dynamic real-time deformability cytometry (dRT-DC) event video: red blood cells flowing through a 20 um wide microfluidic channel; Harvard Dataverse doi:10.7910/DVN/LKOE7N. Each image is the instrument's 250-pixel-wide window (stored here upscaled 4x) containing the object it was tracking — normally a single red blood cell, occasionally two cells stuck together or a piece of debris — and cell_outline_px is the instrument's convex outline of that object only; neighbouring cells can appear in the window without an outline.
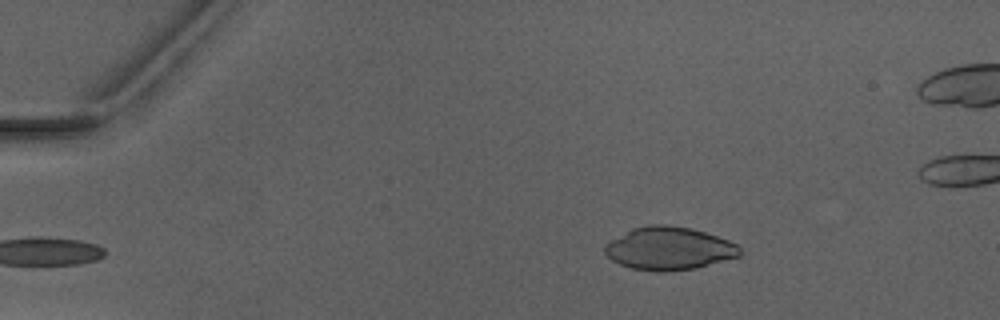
{"species": "Egyptian fruit bat (a non-hibernating species)", "species_latin": "Rousettus aegyptiacus", "temperature_condition": "warm", "stored_images_in_passage": 3, "camera_frame_rate_fps": 3000, "um_per_image_px": 0.085, "animal": {"sex": "male"}, "frame": {"image": 1, "passage_image": 3, "time_ms": 4.0, "image_size_px": [1000, 320], "cell_outline_px": [[740, 256], [696, 268], [664, 272], [656, 272], [632, 268], [620, 264], [612, 260], [604, 252], [604, 244], [632, 228], [648, 224], [664, 224], [692, 228], [728, 240], [736, 244], [740, 248]], "centroid_in_image_um": [56.84, 21.12], "position_along_channel_um": 28.2, "area_um2": 33.81}}